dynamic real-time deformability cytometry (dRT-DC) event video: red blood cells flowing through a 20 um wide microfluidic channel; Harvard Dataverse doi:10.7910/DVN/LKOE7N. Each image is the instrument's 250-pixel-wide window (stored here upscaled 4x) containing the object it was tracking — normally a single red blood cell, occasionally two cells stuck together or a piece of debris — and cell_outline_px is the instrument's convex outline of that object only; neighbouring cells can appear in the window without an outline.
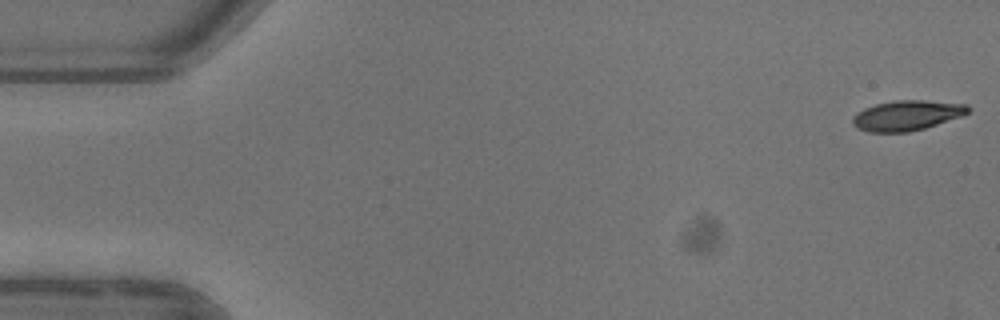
{"species": "common noctule bat (a hibernating species)", "species_latin": "Nyctalus noctula", "temperature_condition": "warm", "stored_images_in_passage": 5, "camera_frame_rate_fps": 3000, "um_per_image_px": 0.085, "animal": {"sex": "female"}, "frame": {"image": 1, "passage_image": 1, "time_ms": 0.0, "image_size_px": [1000, 320], "cell_outline_px": [[972, 108], [968, 112], [960, 116], [924, 128], [908, 132], [868, 132], [856, 128], [852, 124], [852, 116], [856, 112], [864, 108], [876, 104], [892, 100], [924, 100], [968, 104]], "centroid_in_image_um": [77.04, 9.8], "position_along_channel_um": 8.0, "area_um2": 20.35}}
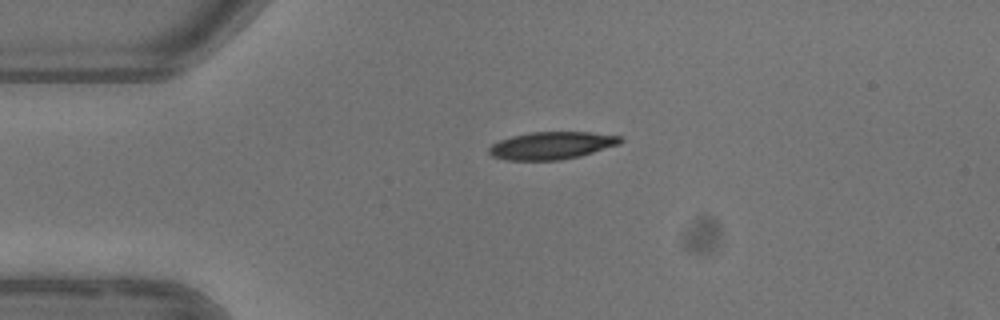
{"frame": {"image": 2, "passage_image": 4, "time_ms": 3.667, "image_size_px": [1000, 320], "cell_outline_px": [[624, 140], [620, 144], [580, 156], [560, 160], [508, 160], [492, 156], [488, 152], [488, 148], [492, 144], [500, 140], [512, 136], [532, 132], [588, 132], [620, 136]], "centroid_in_image_um": [46.89, 12.37], "position_along_channel_um": 38.1, "area_um2": 20.98}}